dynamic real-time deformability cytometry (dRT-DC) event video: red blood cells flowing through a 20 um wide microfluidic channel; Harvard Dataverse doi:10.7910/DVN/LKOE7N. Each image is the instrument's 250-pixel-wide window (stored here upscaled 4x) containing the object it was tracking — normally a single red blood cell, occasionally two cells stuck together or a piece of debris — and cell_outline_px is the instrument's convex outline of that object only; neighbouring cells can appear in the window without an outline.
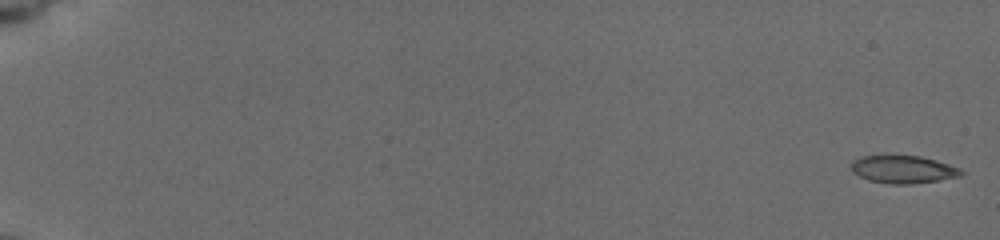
{"species": "common noctule bat (a hibernating species)", "species_latin": "Nyctalus noctula", "temperature_condition": "cold", "stored_images_in_passage": 16, "camera_frame_rate_fps": 3000, "um_per_image_px": 0.085, "animal": {"sex": "female", "body_mass_g": 19.5, "forearm_length_mm": 54.1}, "frame": {"image": 1, "passage_image": 1, "time_ms": 0.0, "image_size_px": [1000, 240], "cell_outline_px": [[968, 172], [960, 176], [940, 180], [912, 184], [892, 184], [868, 180], [852, 172], [848, 164], [852, 160], [864, 156], [884, 152], [920, 156], [936, 160], [960, 168]], "centroid_in_image_um": [76.72, 14.35], "position_along_channel_um": 8.3, "area_um2": 18.73}}
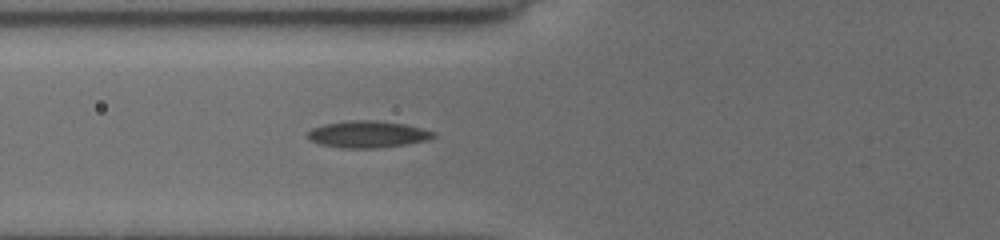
{"frame": {"image": 2, "passage_image": 14, "time_ms": 7.667, "image_size_px": [1000, 240], "cell_outline_px": [[436, 136], [428, 140], [404, 144], [376, 148], [344, 148], [320, 144], [308, 140], [308, 132], [312, 128], [324, 124], [348, 120], [380, 120], [404, 124], [436, 132]], "centroid_in_image_um": [31.24, 11.4], "position_along_channel_um": 94.6, "area_um2": 19.65}}
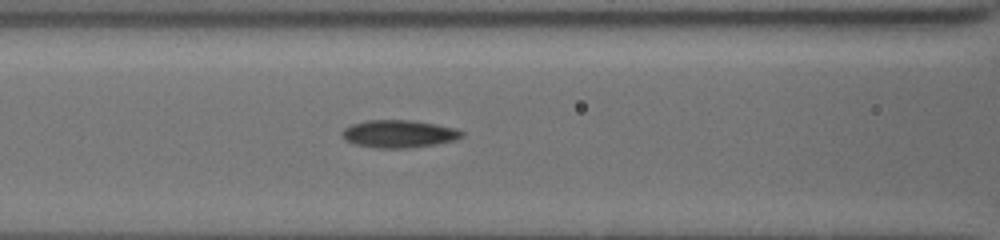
{"frame": {"image": 3, "passage_image": 16, "time_ms": 8.667, "image_size_px": [1000, 240], "cell_outline_px": [[464, 136], [456, 140], [436, 144], [412, 148], [376, 148], [356, 144], [344, 140], [340, 132], [348, 124], [364, 120], [412, 120], [436, 124], [456, 128], [464, 132]], "centroid_in_image_um": [33.89, 11.37], "position_along_channel_um": 132.7, "area_um2": 19.65}}